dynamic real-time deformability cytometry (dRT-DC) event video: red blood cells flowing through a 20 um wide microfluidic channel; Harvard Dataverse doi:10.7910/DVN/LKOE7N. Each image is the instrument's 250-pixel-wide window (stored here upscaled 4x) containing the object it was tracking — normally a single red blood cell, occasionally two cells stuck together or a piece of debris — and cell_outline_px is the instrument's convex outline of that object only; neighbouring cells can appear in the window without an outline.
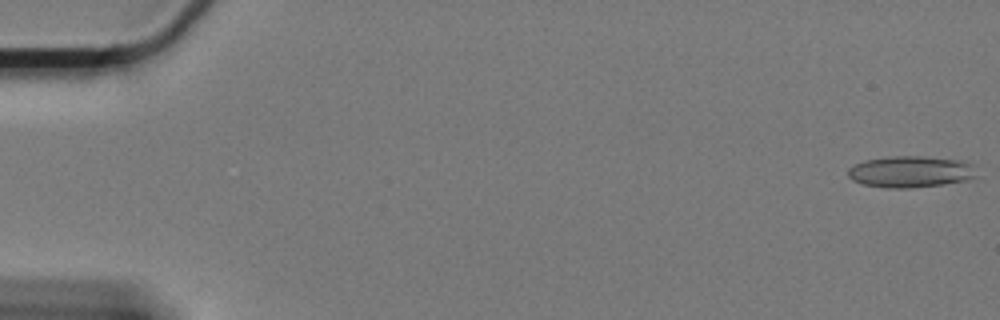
{"species": "Egyptian fruit bat (a non-hibernating species)", "species_latin": "Rousettus aegyptiacus", "temperature_condition": "cold", "stored_images_in_passage": 58, "camera_frame_rate_fps": 3000, "um_per_image_px": 0.085, "animal": {"sex": "female"}, "frame": {"image": 1, "passage_image": 1, "time_ms": 0.0, "image_size_px": [1000, 320], "cell_outline_px": [[976, 176], [968, 180], [944, 184], [908, 188], [884, 188], [860, 184], [852, 180], [848, 176], [848, 168], [864, 160], [888, 156], [920, 156], [960, 160], [976, 164]], "centroid_in_image_um": [77.41, 14.6], "position_along_channel_um": 7.6, "area_um2": 23.93}}
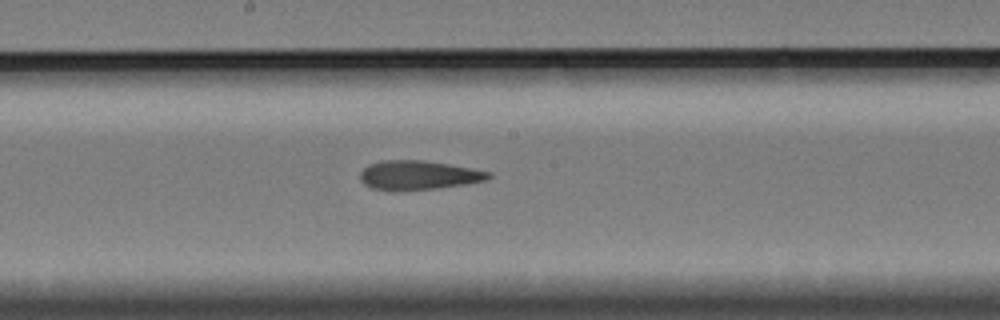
{"frame": {"image": 2, "passage_image": 33, "time_ms": 10.667, "image_size_px": [1000, 320], "cell_outline_px": [[492, 176], [484, 180], [464, 184], [436, 188], [372, 188], [364, 184], [360, 180], [360, 172], [368, 164], [380, 160], [424, 160], [472, 168], [492, 172]], "centroid_in_image_um": [35.58, 14.84], "position_along_channel_um": 212.6, "area_um2": 21.1}}
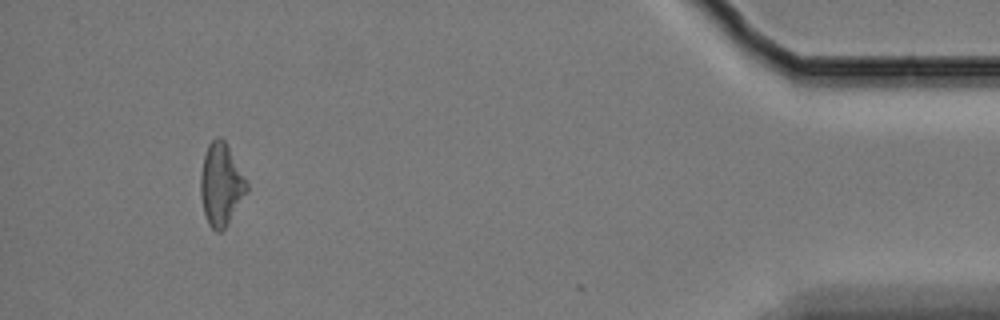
{"frame": {"image": 3, "passage_image": 57, "time_ms": 18.667, "image_size_px": [1000, 320], "cell_outline_px": [[248, 192], [228, 224], [220, 232], [216, 232], [208, 224], [204, 212], [200, 196], [200, 176], [204, 156], [208, 144], [216, 136], [220, 136], [224, 140], [248, 184]], "centroid_in_image_um": [18.78, 15.71], "position_along_channel_um": 416.4, "area_um2": 22.08}, "authors_computed_cell_mechanics": {"area_um2": 22.1952, "velocity_mm_per_s": 3.3144, "shape_relaxation_time_tau1_ms": null, "shape_relaxation_time_tau2_ms": 5.083, "deformation_change_tau1": null, "deformation_change_tau2": 0.1546}}